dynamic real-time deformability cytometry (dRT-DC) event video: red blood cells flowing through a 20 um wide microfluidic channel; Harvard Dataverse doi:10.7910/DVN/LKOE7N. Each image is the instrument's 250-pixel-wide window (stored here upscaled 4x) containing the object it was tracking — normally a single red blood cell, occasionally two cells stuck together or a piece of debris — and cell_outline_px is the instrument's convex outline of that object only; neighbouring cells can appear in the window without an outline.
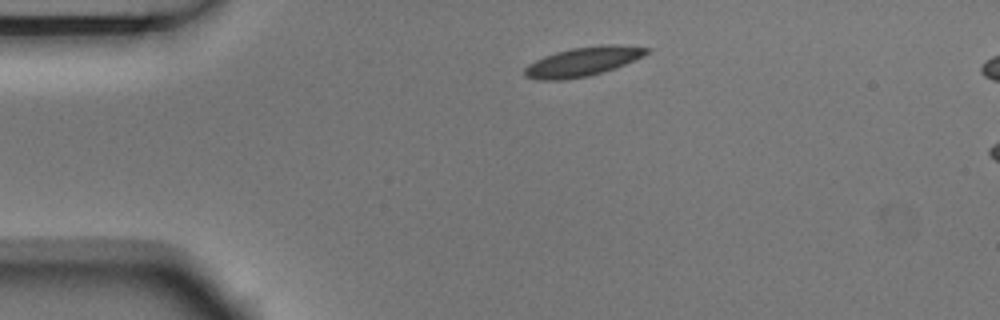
{"species": "Egyptian fruit bat (a non-hibernating species)", "species_latin": "Rousettus aegyptiacus", "temperature_condition": "room temperature", "stored_images_in_passage": 3, "segment_of_instrument_passage": [1, 2], "camera_frame_rate_fps": 3000, "um_per_image_px": 0.085, "animal": {"sex": "male"}, "frame": {"image": 1, "passage_image": 1, "time_ms": 0.0, "image_size_px": [1000, 320], "cell_outline_px": [[652, 48], [644, 56], [624, 64], [588, 76], [564, 80], [540, 80], [524, 76], [524, 68], [528, 64], [544, 56], [556, 52], [572, 48], [600, 44], [620, 44]], "centroid_in_image_um": [49.54, 5.22], "position_along_channel_um": 35.5, "area_um2": 20.69}}